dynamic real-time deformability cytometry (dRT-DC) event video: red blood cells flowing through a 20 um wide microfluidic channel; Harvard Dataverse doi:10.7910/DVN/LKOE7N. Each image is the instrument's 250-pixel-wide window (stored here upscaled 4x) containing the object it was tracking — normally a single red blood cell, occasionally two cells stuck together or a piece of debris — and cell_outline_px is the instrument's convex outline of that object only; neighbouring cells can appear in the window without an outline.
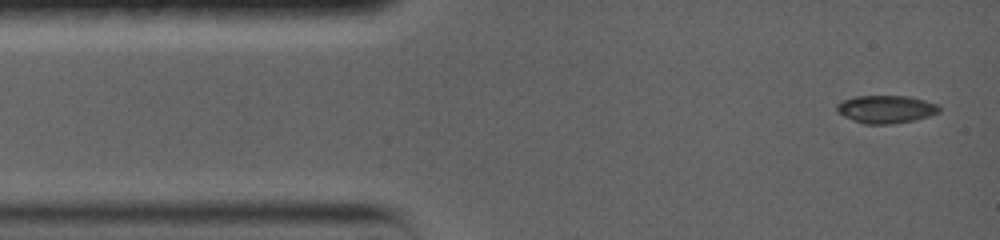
{"species": "common noctule bat (a hibernating species)", "species_latin": "Nyctalus noctula", "temperature_condition": "warm", "stored_images_in_passage": 9, "camera_frame_rate_fps": 5000, "um_per_image_px": 0.085, "animal": {"sex": "female", "body_mass_g": 19.0, "forearm_length_mm": 56.7}, "frame": {"image": 1, "passage_image": 1, "time_ms": 0.0, "image_size_px": [1000, 240], "cell_outline_px": [[940, 112], [928, 116], [912, 120], [892, 124], [864, 124], [844, 116], [836, 112], [836, 104], [844, 100], [856, 96], [908, 96], [924, 100], [936, 104], [940, 108]], "centroid_in_image_um": [75.28, 9.28], "position_along_channel_um": 9.7, "area_um2": 16.47}}
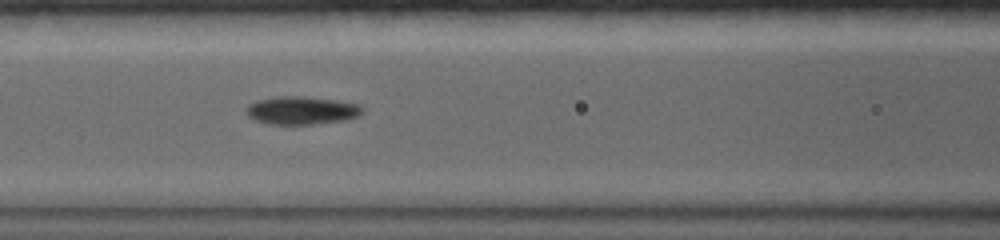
{"frame": {"image": 2, "passage_image": 7, "time_ms": 5.2, "image_size_px": [1000, 240], "cell_outline_px": [[364, 108], [356, 116], [344, 120], [312, 124], [268, 124], [256, 120], [248, 116], [248, 104], [256, 100], [280, 96], [300, 96], [336, 100], [356, 104]], "centroid_in_image_um": [25.6, 9.38], "position_along_channel_um": 141.0, "area_um2": 18.61}}
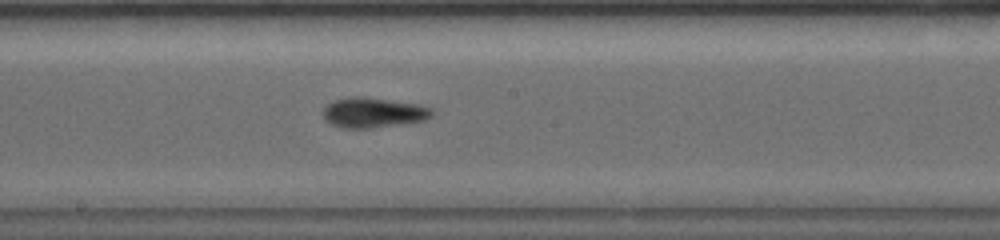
{"frame": {"image": 3, "passage_image": 9, "time_ms": 7.2, "image_size_px": [1000, 240], "cell_outline_px": [[432, 116], [424, 120], [400, 124], [368, 128], [344, 128], [332, 124], [324, 120], [324, 108], [328, 104], [336, 100], [348, 96], [364, 96], [420, 104], [432, 108]], "centroid_in_image_um": [31.74, 9.55], "position_along_channel_um": 216.5, "area_um2": 19.07}}